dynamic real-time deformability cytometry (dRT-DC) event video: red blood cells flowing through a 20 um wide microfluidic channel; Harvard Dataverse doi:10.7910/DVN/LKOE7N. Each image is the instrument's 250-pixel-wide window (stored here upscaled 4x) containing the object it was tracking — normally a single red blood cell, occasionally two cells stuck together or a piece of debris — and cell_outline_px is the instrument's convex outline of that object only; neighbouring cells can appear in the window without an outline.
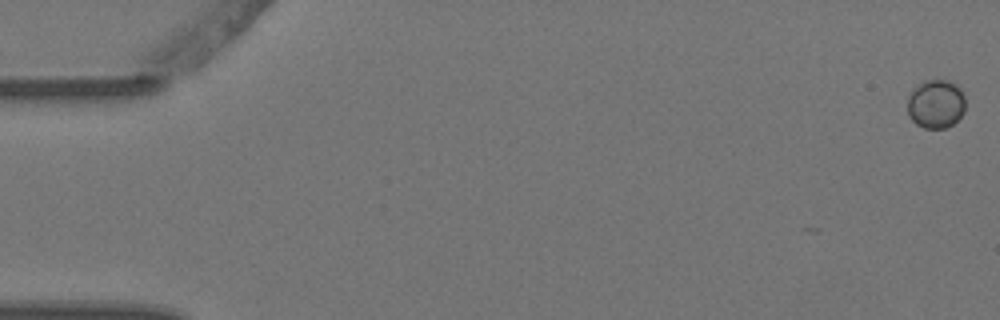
{"species": "Egyptian fruit bat (a non-hibernating species)", "species_latin": "Rousettus aegyptiacus", "temperature_condition": "warm", "stored_images_in_passage": 6, "camera_frame_rate_fps": 3000, "um_per_image_px": 0.085, "animal": {"sex": "female"}, "frame": {"image": 1, "passage_image": 1, "time_ms": 0.0, "image_size_px": [1000, 320], "cell_outline_px": [[964, 112], [952, 124], [944, 128], [924, 128], [916, 124], [908, 116], [908, 96], [912, 88], [924, 80], [948, 80], [956, 84], [960, 88], [964, 96]], "centroid_in_image_um": [79.52, 8.82], "position_along_channel_um": 5.5, "area_um2": 16.53}}
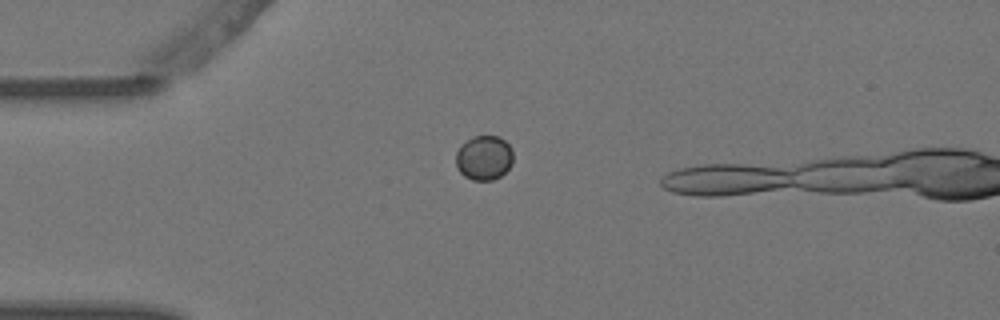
{"frame": {"image": 2, "passage_image": 4, "time_ms": 1.0, "image_size_px": [1000, 320], "cell_outline_px": [[512, 164], [500, 176], [492, 180], [472, 180], [464, 176], [456, 168], [456, 152], [460, 144], [472, 136], [500, 136], [512, 148]], "centroid_in_image_um": [41.11, 13.4], "position_along_channel_um": 43.9, "area_um2": 15.03}}